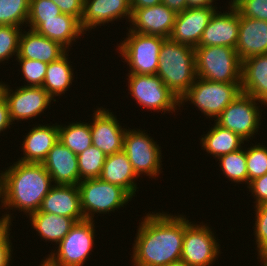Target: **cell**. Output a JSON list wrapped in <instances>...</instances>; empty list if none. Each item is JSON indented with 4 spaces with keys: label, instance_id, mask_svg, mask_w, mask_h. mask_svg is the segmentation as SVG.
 Masks as SVG:
<instances>
[{
    "label": "cell",
    "instance_id": "cell-1",
    "mask_svg": "<svg viewBox=\"0 0 267 266\" xmlns=\"http://www.w3.org/2000/svg\"><path fill=\"white\" fill-rule=\"evenodd\" d=\"M132 247L133 266H167L181 260L185 215L148 212Z\"/></svg>",
    "mask_w": 267,
    "mask_h": 266
},
{
    "label": "cell",
    "instance_id": "cell-2",
    "mask_svg": "<svg viewBox=\"0 0 267 266\" xmlns=\"http://www.w3.org/2000/svg\"><path fill=\"white\" fill-rule=\"evenodd\" d=\"M2 172L3 209L23 211L27 218L40 209L44 197L54 186L42 163L17 161Z\"/></svg>",
    "mask_w": 267,
    "mask_h": 266
},
{
    "label": "cell",
    "instance_id": "cell-3",
    "mask_svg": "<svg viewBox=\"0 0 267 266\" xmlns=\"http://www.w3.org/2000/svg\"><path fill=\"white\" fill-rule=\"evenodd\" d=\"M157 75L180 100L197 78L194 48L165 39L160 48Z\"/></svg>",
    "mask_w": 267,
    "mask_h": 266
},
{
    "label": "cell",
    "instance_id": "cell-4",
    "mask_svg": "<svg viewBox=\"0 0 267 266\" xmlns=\"http://www.w3.org/2000/svg\"><path fill=\"white\" fill-rule=\"evenodd\" d=\"M197 77L220 83H241L242 61L234 48L195 47Z\"/></svg>",
    "mask_w": 267,
    "mask_h": 266
},
{
    "label": "cell",
    "instance_id": "cell-5",
    "mask_svg": "<svg viewBox=\"0 0 267 266\" xmlns=\"http://www.w3.org/2000/svg\"><path fill=\"white\" fill-rule=\"evenodd\" d=\"M241 92V83H218L197 77L189 90L180 98V107L185 105L183 103L191 101L190 103L206 118L214 117L215 121Z\"/></svg>",
    "mask_w": 267,
    "mask_h": 266
},
{
    "label": "cell",
    "instance_id": "cell-6",
    "mask_svg": "<svg viewBox=\"0 0 267 266\" xmlns=\"http://www.w3.org/2000/svg\"><path fill=\"white\" fill-rule=\"evenodd\" d=\"M81 209L85 219L93 220L96 214H109L125 207L133 198L120 186L102 181L100 178L86 179L78 184Z\"/></svg>",
    "mask_w": 267,
    "mask_h": 266
},
{
    "label": "cell",
    "instance_id": "cell-7",
    "mask_svg": "<svg viewBox=\"0 0 267 266\" xmlns=\"http://www.w3.org/2000/svg\"><path fill=\"white\" fill-rule=\"evenodd\" d=\"M128 37L117 44L119 54L129 65L128 74H157L160 48L166 38L140 34L128 29Z\"/></svg>",
    "mask_w": 267,
    "mask_h": 266
},
{
    "label": "cell",
    "instance_id": "cell-8",
    "mask_svg": "<svg viewBox=\"0 0 267 266\" xmlns=\"http://www.w3.org/2000/svg\"><path fill=\"white\" fill-rule=\"evenodd\" d=\"M94 224L89 219L76 222L46 258L56 266H83L95 245Z\"/></svg>",
    "mask_w": 267,
    "mask_h": 266
},
{
    "label": "cell",
    "instance_id": "cell-9",
    "mask_svg": "<svg viewBox=\"0 0 267 266\" xmlns=\"http://www.w3.org/2000/svg\"><path fill=\"white\" fill-rule=\"evenodd\" d=\"M126 76H128L130 96L136 100L140 107L154 112L162 111L164 114L167 111L173 113L177 107H180L179 99L157 74H128Z\"/></svg>",
    "mask_w": 267,
    "mask_h": 266
},
{
    "label": "cell",
    "instance_id": "cell-10",
    "mask_svg": "<svg viewBox=\"0 0 267 266\" xmlns=\"http://www.w3.org/2000/svg\"><path fill=\"white\" fill-rule=\"evenodd\" d=\"M140 129L128 128L124 136L123 151L139 177L141 174L157 178L161 173L162 151L154 138Z\"/></svg>",
    "mask_w": 267,
    "mask_h": 266
},
{
    "label": "cell",
    "instance_id": "cell-11",
    "mask_svg": "<svg viewBox=\"0 0 267 266\" xmlns=\"http://www.w3.org/2000/svg\"><path fill=\"white\" fill-rule=\"evenodd\" d=\"M189 221L185 216L181 260L188 266H212L220 254L214 231L203 222L199 225Z\"/></svg>",
    "mask_w": 267,
    "mask_h": 266
},
{
    "label": "cell",
    "instance_id": "cell-12",
    "mask_svg": "<svg viewBox=\"0 0 267 266\" xmlns=\"http://www.w3.org/2000/svg\"><path fill=\"white\" fill-rule=\"evenodd\" d=\"M258 102L252 96L241 92L215 119V122L248 142L251 137L253 139L261 125L263 110L260 111Z\"/></svg>",
    "mask_w": 267,
    "mask_h": 266
},
{
    "label": "cell",
    "instance_id": "cell-13",
    "mask_svg": "<svg viewBox=\"0 0 267 266\" xmlns=\"http://www.w3.org/2000/svg\"><path fill=\"white\" fill-rule=\"evenodd\" d=\"M3 96L8 103L12 123L36 118L44 113L52 101L56 102L42 87L21 86L13 91L5 84Z\"/></svg>",
    "mask_w": 267,
    "mask_h": 266
},
{
    "label": "cell",
    "instance_id": "cell-14",
    "mask_svg": "<svg viewBox=\"0 0 267 266\" xmlns=\"http://www.w3.org/2000/svg\"><path fill=\"white\" fill-rule=\"evenodd\" d=\"M111 110L98 107L90 123L92 143L106 156L123 151L126 128H122Z\"/></svg>",
    "mask_w": 267,
    "mask_h": 266
},
{
    "label": "cell",
    "instance_id": "cell-15",
    "mask_svg": "<svg viewBox=\"0 0 267 266\" xmlns=\"http://www.w3.org/2000/svg\"><path fill=\"white\" fill-rule=\"evenodd\" d=\"M177 13L163 3L132 9L130 31L170 38Z\"/></svg>",
    "mask_w": 267,
    "mask_h": 266
},
{
    "label": "cell",
    "instance_id": "cell-16",
    "mask_svg": "<svg viewBox=\"0 0 267 266\" xmlns=\"http://www.w3.org/2000/svg\"><path fill=\"white\" fill-rule=\"evenodd\" d=\"M228 12H214L197 47L226 46L236 48L239 34L240 13L229 2ZM219 12V13H218Z\"/></svg>",
    "mask_w": 267,
    "mask_h": 266
},
{
    "label": "cell",
    "instance_id": "cell-17",
    "mask_svg": "<svg viewBox=\"0 0 267 266\" xmlns=\"http://www.w3.org/2000/svg\"><path fill=\"white\" fill-rule=\"evenodd\" d=\"M215 11L213 7H188L177 13L170 39L191 48L197 47Z\"/></svg>",
    "mask_w": 267,
    "mask_h": 266
},
{
    "label": "cell",
    "instance_id": "cell-18",
    "mask_svg": "<svg viewBox=\"0 0 267 266\" xmlns=\"http://www.w3.org/2000/svg\"><path fill=\"white\" fill-rule=\"evenodd\" d=\"M131 15L130 0H84L81 29L86 32L121 18H126L130 22Z\"/></svg>",
    "mask_w": 267,
    "mask_h": 266
},
{
    "label": "cell",
    "instance_id": "cell-19",
    "mask_svg": "<svg viewBox=\"0 0 267 266\" xmlns=\"http://www.w3.org/2000/svg\"><path fill=\"white\" fill-rule=\"evenodd\" d=\"M42 164L50 174L54 185H78L80 183L77 155L59 140L48 152Z\"/></svg>",
    "mask_w": 267,
    "mask_h": 266
},
{
    "label": "cell",
    "instance_id": "cell-20",
    "mask_svg": "<svg viewBox=\"0 0 267 266\" xmlns=\"http://www.w3.org/2000/svg\"><path fill=\"white\" fill-rule=\"evenodd\" d=\"M39 211L73 218L76 222L84 220L78 185H54Z\"/></svg>",
    "mask_w": 267,
    "mask_h": 266
},
{
    "label": "cell",
    "instance_id": "cell-21",
    "mask_svg": "<svg viewBox=\"0 0 267 266\" xmlns=\"http://www.w3.org/2000/svg\"><path fill=\"white\" fill-rule=\"evenodd\" d=\"M235 50L241 61L267 54V21L240 14L239 34Z\"/></svg>",
    "mask_w": 267,
    "mask_h": 266
},
{
    "label": "cell",
    "instance_id": "cell-22",
    "mask_svg": "<svg viewBox=\"0 0 267 266\" xmlns=\"http://www.w3.org/2000/svg\"><path fill=\"white\" fill-rule=\"evenodd\" d=\"M24 137L21 147L23 156L17 160L24 163H42L59 140L58 124L35 125Z\"/></svg>",
    "mask_w": 267,
    "mask_h": 266
},
{
    "label": "cell",
    "instance_id": "cell-23",
    "mask_svg": "<svg viewBox=\"0 0 267 266\" xmlns=\"http://www.w3.org/2000/svg\"><path fill=\"white\" fill-rule=\"evenodd\" d=\"M66 52L67 50L58 42L28 29V31L21 32L16 58H27L48 64L58 60Z\"/></svg>",
    "mask_w": 267,
    "mask_h": 266
},
{
    "label": "cell",
    "instance_id": "cell-24",
    "mask_svg": "<svg viewBox=\"0 0 267 266\" xmlns=\"http://www.w3.org/2000/svg\"><path fill=\"white\" fill-rule=\"evenodd\" d=\"M241 90L267 106V54L242 61Z\"/></svg>",
    "mask_w": 267,
    "mask_h": 266
},
{
    "label": "cell",
    "instance_id": "cell-25",
    "mask_svg": "<svg viewBox=\"0 0 267 266\" xmlns=\"http://www.w3.org/2000/svg\"><path fill=\"white\" fill-rule=\"evenodd\" d=\"M137 178L138 176L124 151L106 157L100 175L102 181L120 186L132 197H135V192H138L137 182H135Z\"/></svg>",
    "mask_w": 267,
    "mask_h": 266
},
{
    "label": "cell",
    "instance_id": "cell-26",
    "mask_svg": "<svg viewBox=\"0 0 267 266\" xmlns=\"http://www.w3.org/2000/svg\"><path fill=\"white\" fill-rule=\"evenodd\" d=\"M35 31L58 42L66 50L72 47L71 45L76 42L77 38L79 40L80 36L86 34L81 29L80 21L76 17L64 13L56 18L44 19V22Z\"/></svg>",
    "mask_w": 267,
    "mask_h": 266
},
{
    "label": "cell",
    "instance_id": "cell-27",
    "mask_svg": "<svg viewBox=\"0 0 267 266\" xmlns=\"http://www.w3.org/2000/svg\"><path fill=\"white\" fill-rule=\"evenodd\" d=\"M31 226L46 242L58 244L76 223L73 218L53 213L40 212L39 210L29 215Z\"/></svg>",
    "mask_w": 267,
    "mask_h": 266
},
{
    "label": "cell",
    "instance_id": "cell-28",
    "mask_svg": "<svg viewBox=\"0 0 267 266\" xmlns=\"http://www.w3.org/2000/svg\"><path fill=\"white\" fill-rule=\"evenodd\" d=\"M204 136V137H203ZM245 139L227 128L218 125L216 122L207 134H203L200 139L202 149L218 159L220 156L229 154L243 148Z\"/></svg>",
    "mask_w": 267,
    "mask_h": 266
},
{
    "label": "cell",
    "instance_id": "cell-29",
    "mask_svg": "<svg viewBox=\"0 0 267 266\" xmlns=\"http://www.w3.org/2000/svg\"><path fill=\"white\" fill-rule=\"evenodd\" d=\"M69 50L58 60L48 63L42 88L54 99L65 94L72 85L74 70L69 61Z\"/></svg>",
    "mask_w": 267,
    "mask_h": 266
},
{
    "label": "cell",
    "instance_id": "cell-30",
    "mask_svg": "<svg viewBox=\"0 0 267 266\" xmlns=\"http://www.w3.org/2000/svg\"><path fill=\"white\" fill-rule=\"evenodd\" d=\"M58 132L59 141L76 155L93 144L90 123L76 121L69 125H58Z\"/></svg>",
    "mask_w": 267,
    "mask_h": 266
},
{
    "label": "cell",
    "instance_id": "cell-31",
    "mask_svg": "<svg viewBox=\"0 0 267 266\" xmlns=\"http://www.w3.org/2000/svg\"><path fill=\"white\" fill-rule=\"evenodd\" d=\"M220 161L219 167L228 178L234 183L244 182L248 185V172L246 162V148L220 156L217 161Z\"/></svg>",
    "mask_w": 267,
    "mask_h": 266
},
{
    "label": "cell",
    "instance_id": "cell-32",
    "mask_svg": "<svg viewBox=\"0 0 267 266\" xmlns=\"http://www.w3.org/2000/svg\"><path fill=\"white\" fill-rule=\"evenodd\" d=\"M106 155L93 144L77 155L80 181L100 178Z\"/></svg>",
    "mask_w": 267,
    "mask_h": 266
},
{
    "label": "cell",
    "instance_id": "cell-33",
    "mask_svg": "<svg viewBox=\"0 0 267 266\" xmlns=\"http://www.w3.org/2000/svg\"><path fill=\"white\" fill-rule=\"evenodd\" d=\"M30 0H0V25H27Z\"/></svg>",
    "mask_w": 267,
    "mask_h": 266
},
{
    "label": "cell",
    "instance_id": "cell-34",
    "mask_svg": "<svg viewBox=\"0 0 267 266\" xmlns=\"http://www.w3.org/2000/svg\"><path fill=\"white\" fill-rule=\"evenodd\" d=\"M62 14L59 7L52 0H30L29 17L27 26L30 30H36L44 19L56 18Z\"/></svg>",
    "mask_w": 267,
    "mask_h": 266
},
{
    "label": "cell",
    "instance_id": "cell-35",
    "mask_svg": "<svg viewBox=\"0 0 267 266\" xmlns=\"http://www.w3.org/2000/svg\"><path fill=\"white\" fill-rule=\"evenodd\" d=\"M252 145L246 150L248 184L267 173V147L263 143Z\"/></svg>",
    "mask_w": 267,
    "mask_h": 266
},
{
    "label": "cell",
    "instance_id": "cell-36",
    "mask_svg": "<svg viewBox=\"0 0 267 266\" xmlns=\"http://www.w3.org/2000/svg\"><path fill=\"white\" fill-rule=\"evenodd\" d=\"M21 30V31H20ZM21 27L0 25V63L18 56Z\"/></svg>",
    "mask_w": 267,
    "mask_h": 266
},
{
    "label": "cell",
    "instance_id": "cell-37",
    "mask_svg": "<svg viewBox=\"0 0 267 266\" xmlns=\"http://www.w3.org/2000/svg\"><path fill=\"white\" fill-rule=\"evenodd\" d=\"M16 60L19 65L21 64V74L27 82V85L24 84V86L42 87L48 64L27 58H16Z\"/></svg>",
    "mask_w": 267,
    "mask_h": 266
},
{
    "label": "cell",
    "instance_id": "cell-38",
    "mask_svg": "<svg viewBox=\"0 0 267 266\" xmlns=\"http://www.w3.org/2000/svg\"><path fill=\"white\" fill-rule=\"evenodd\" d=\"M255 223L253 226L258 258L267 255V204L254 206Z\"/></svg>",
    "mask_w": 267,
    "mask_h": 266
},
{
    "label": "cell",
    "instance_id": "cell-39",
    "mask_svg": "<svg viewBox=\"0 0 267 266\" xmlns=\"http://www.w3.org/2000/svg\"><path fill=\"white\" fill-rule=\"evenodd\" d=\"M230 3L242 16L267 21V0H231Z\"/></svg>",
    "mask_w": 267,
    "mask_h": 266
},
{
    "label": "cell",
    "instance_id": "cell-40",
    "mask_svg": "<svg viewBox=\"0 0 267 266\" xmlns=\"http://www.w3.org/2000/svg\"><path fill=\"white\" fill-rule=\"evenodd\" d=\"M247 188L255 198V206L267 204V173L249 182Z\"/></svg>",
    "mask_w": 267,
    "mask_h": 266
},
{
    "label": "cell",
    "instance_id": "cell-41",
    "mask_svg": "<svg viewBox=\"0 0 267 266\" xmlns=\"http://www.w3.org/2000/svg\"><path fill=\"white\" fill-rule=\"evenodd\" d=\"M64 14H69L81 21L84 12V0H52Z\"/></svg>",
    "mask_w": 267,
    "mask_h": 266
},
{
    "label": "cell",
    "instance_id": "cell-42",
    "mask_svg": "<svg viewBox=\"0 0 267 266\" xmlns=\"http://www.w3.org/2000/svg\"><path fill=\"white\" fill-rule=\"evenodd\" d=\"M10 234L0 242V266H10L12 260V243L9 238Z\"/></svg>",
    "mask_w": 267,
    "mask_h": 266
},
{
    "label": "cell",
    "instance_id": "cell-43",
    "mask_svg": "<svg viewBox=\"0 0 267 266\" xmlns=\"http://www.w3.org/2000/svg\"><path fill=\"white\" fill-rule=\"evenodd\" d=\"M12 124L8 103L5 97L2 95L0 97V133L4 132L7 128H10V125Z\"/></svg>",
    "mask_w": 267,
    "mask_h": 266
},
{
    "label": "cell",
    "instance_id": "cell-44",
    "mask_svg": "<svg viewBox=\"0 0 267 266\" xmlns=\"http://www.w3.org/2000/svg\"><path fill=\"white\" fill-rule=\"evenodd\" d=\"M6 214L2 215L0 218V242L3 241L9 234L11 230L10 227L12 226L11 220L12 214L5 212Z\"/></svg>",
    "mask_w": 267,
    "mask_h": 266
},
{
    "label": "cell",
    "instance_id": "cell-45",
    "mask_svg": "<svg viewBox=\"0 0 267 266\" xmlns=\"http://www.w3.org/2000/svg\"><path fill=\"white\" fill-rule=\"evenodd\" d=\"M162 3L176 13L187 9V0H162Z\"/></svg>",
    "mask_w": 267,
    "mask_h": 266
},
{
    "label": "cell",
    "instance_id": "cell-46",
    "mask_svg": "<svg viewBox=\"0 0 267 266\" xmlns=\"http://www.w3.org/2000/svg\"><path fill=\"white\" fill-rule=\"evenodd\" d=\"M132 9L150 7L162 3V0H130Z\"/></svg>",
    "mask_w": 267,
    "mask_h": 266
},
{
    "label": "cell",
    "instance_id": "cell-47",
    "mask_svg": "<svg viewBox=\"0 0 267 266\" xmlns=\"http://www.w3.org/2000/svg\"><path fill=\"white\" fill-rule=\"evenodd\" d=\"M215 0H187V8L188 7H213L217 9L216 6L213 5Z\"/></svg>",
    "mask_w": 267,
    "mask_h": 266
},
{
    "label": "cell",
    "instance_id": "cell-48",
    "mask_svg": "<svg viewBox=\"0 0 267 266\" xmlns=\"http://www.w3.org/2000/svg\"><path fill=\"white\" fill-rule=\"evenodd\" d=\"M0 202H1V207H4L3 206V199H4V188H3V172L0 173Z\"/></svg>",
    "mask_w": 267,
    "mask_h": 266
},
{
    "label": "cell",
    "instance_id": "cell-49",
    "mask_svg": "<svg viewBox=\"0 0 267 266\" xmlns=\"http://www.w3.org/2000/svg\"><path fill=\"white\" fill-rule=\"evenodd\" d=\"M167 266H188L185 262H183L182 260L176 261V262H172L170 264H168Z\"/></svg>",
    "mask_w": 267,
    "mask_h": 266
},
{
    "label": "cell",
    "instance_id": "cell-50",
    "mask_svg": "<svg viewBox=\"0 0 267 266\" xmlns=\"http://www.w3.org/2000/svg\"><path fill=\"white\" fill-rule=\"evenodd\" d=\"M40 266H56L54 264H52L47 258L43 259V261H41Z\"/></svg>",
    "mask_w": 267,
    "mask_h": 266
},
{
    "label": "cell",
    "instance_id": "cell-51",
    "mask_svg": "<svg viewBox=\"0 0 267 266\" xmlns=\"http://www.w3.org/2000/svg\"><path fill=\"white\" fill-rule=\"evenodd\" d=\"M260 260H259V262H262L261 264V266H267V255L266 256H264V257H261V258H259Z\"/></svg>",
    "mask_w": 267,
    "mask_h": 266
},
{
    "label": "cell",
    "instance_id": "cell-52",
    "mask_svg": "<svg viewBox=\"0 0 267 266\" xmlns=\"http://www.w3.org/2000/svg\"><path fill=\"white\" fill-rule=\"evenodd\" d=\"M5 83L0 82V97L3 95V88H4Z\"/></svg>",
    "mask_w": 267,
    "mask_h": 266
}]
</instances>
